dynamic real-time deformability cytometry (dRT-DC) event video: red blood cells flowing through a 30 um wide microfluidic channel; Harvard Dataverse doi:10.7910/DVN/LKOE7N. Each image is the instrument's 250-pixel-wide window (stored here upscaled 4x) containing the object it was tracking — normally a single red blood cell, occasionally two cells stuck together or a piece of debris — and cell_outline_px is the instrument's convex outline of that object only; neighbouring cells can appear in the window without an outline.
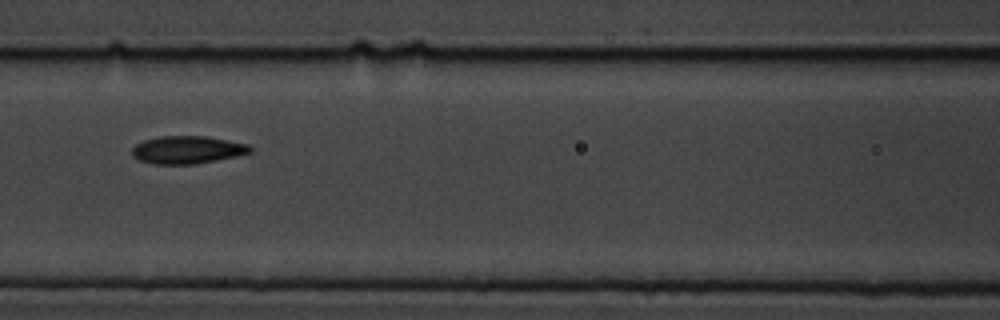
{"species": "common noctule bat (a hibernating species)", "species_latin": "Nyctalus noctula", "temperature_condition": "cold", "stored_images_in_passage": 11, "camera_frame_rate_fps": 3000, "um_per_image_px": 0.085, "animal": {"sex": "male", "body_mass_g": 19.5, "forearm_length_mm": 54.6}, "frame": {"image": 1, "passage_image": 7, "time_ms": 7.667, "image_size_px": [1000, 320], "cell_outline_px": [[252, 152], [236, 156], [196, 164], [152, 164], [140, 160], [132, 156], [132, 148], [136, 144], [144, 140], [160, 136], [208, 136], [248, 144], [252, 148]], "centroid_in_image_um": [15.92, 12.73], "position_along_channel_um": 150.7, "area_um2": 19.13}}
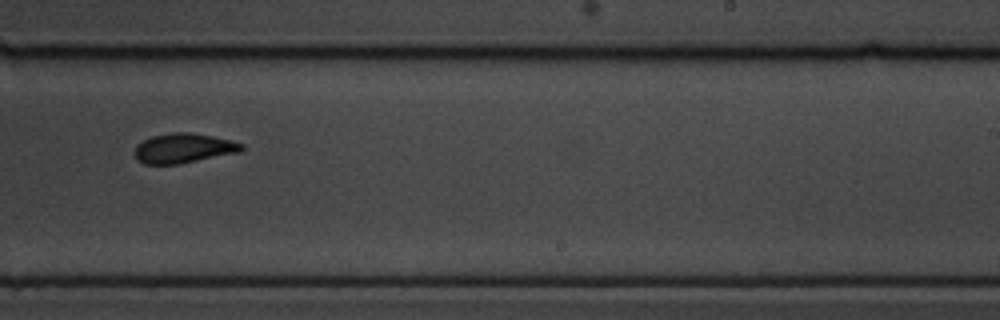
{"frame": {"image": 2, "passage_image": 10, "time_ms": 11.0, "image_size_px": [1000, 320], "cell_outline_px": [[244, 148], [240, 152], [180, 164], [144, 164], [136, 160], [136, 144], [152, 136], [172, 132], [192, 132], [232, 140], [244, 144]], "centroid_in_image_um": [15.62, 12.6], "position_along_channel_um": 273.4, "area_um2": 18.61}}
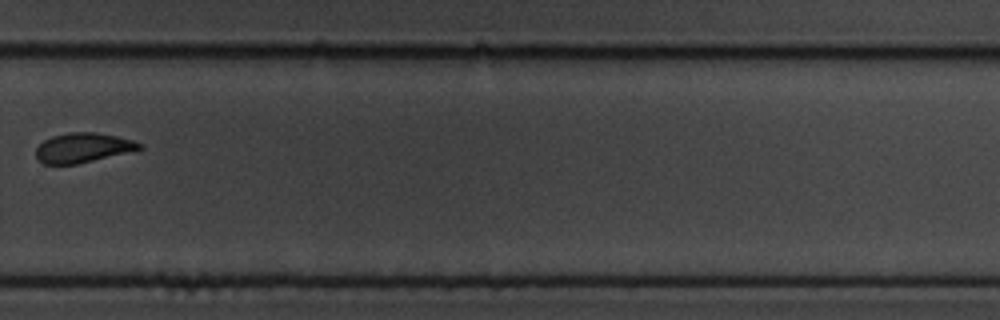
{"frame": {"image": 3, "passage_image": 11, "time_ms": 12.333, "image_size_px": [1000, 320], "cell_outline_px": [[144, 148], [136, 152], [76, 164], [44, 164], [36, 156], [36, 148], [44, 140], [52, 136], [72, 132], [96, 132], [116, 136], [132, 140], [144, 144]], "centroid_in_image_um": [7.14, 12.56], "position_along_channel_um": 322.7, "area_um2": 18.15}}